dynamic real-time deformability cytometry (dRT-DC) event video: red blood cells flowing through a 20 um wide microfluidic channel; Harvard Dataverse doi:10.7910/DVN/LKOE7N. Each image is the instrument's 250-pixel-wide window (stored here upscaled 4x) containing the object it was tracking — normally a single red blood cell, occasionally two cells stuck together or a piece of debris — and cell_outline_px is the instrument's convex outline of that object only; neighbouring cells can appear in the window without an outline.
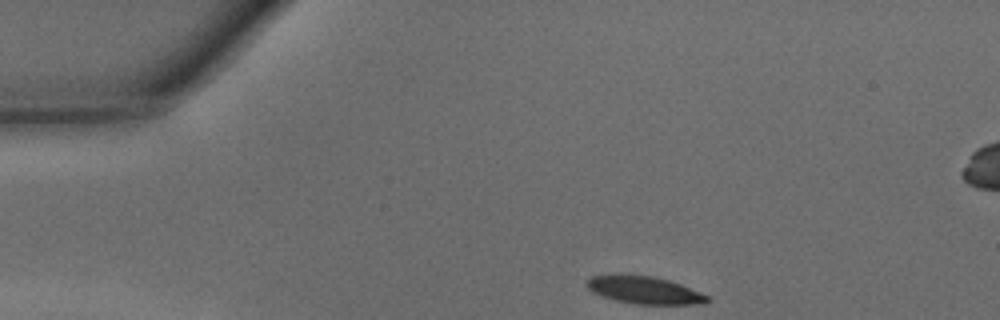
{"species": "common noctule bat (a hibernating species)", "species_latin": "Nyctalus noctula", "temperature_condition": "warm", "stored_images_in_passage": 29, "camera_frame_rate_fps": 3000, "um_per_image_px": 0.085, "animal": {"sex": "male", "body_mass_g": 15.6}, "frame": {"image": 1, "passage_image": 1, "time_ms": 0.0, "image_size_px": [1000, 320], "cell_outline_px": [[712, 300], [704, 304], [636, 304], [616, 300], [592, 292], [584, 284], [592, 276], [620, 272], [652, 276], [668, 280], [680, 284], [700, 292], [708, 296]], "centroid_in_image_um": [54.74, 24.63], "position_along_channel_um": 30.3, "area_um2": 19.65}}
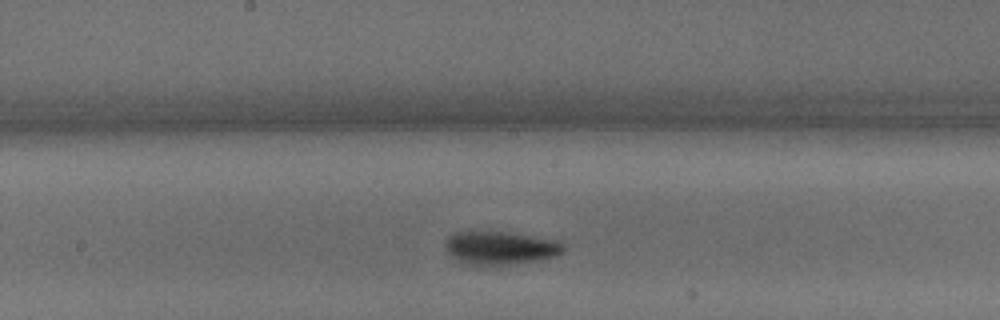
{"frame": {"image": 2, "passage_image": 17, "time_ms": 5.333, "image_size_px": [1000, 320], "cell_outline_px": [[564, 248], [556, 256], [496, 268], [480, 268], [464, 264], [448, 256], [444, 248], [444, 244], [448, 236], [452, 232], [508, 232], [560, 240], [564, 244]], "centroid_in_image_um": [42.44, 21.12], "position_along_channel_um": 205.8, "area_um2": 23.99}}
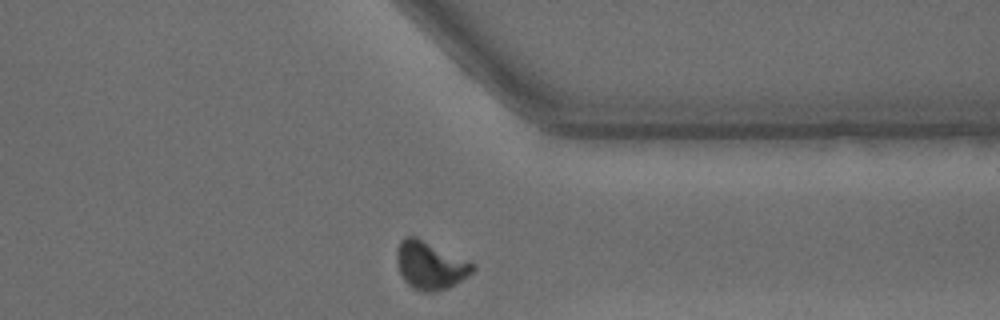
{"frame": {"image": 3, "passage_image": 29, "time_ms": 9.333, "image_size_px": [1000, 320], "cell_outline_px": [[476, 268], [468, 276], [456, 284], [448, 288], [436, 292], [424, 292], [412, 288], [404, 280], [400, 272], [396, 260], [396, 252], [400, 240], [404, 236], [416, 236], [476, 264]], "centroid_in_image_um": [36.57, 22.55], "position_along_channel_um": 374.8, "area_um2": 21.39}, "authors_computed_cell_mechanics": {"area_um2": 21.675, "velocity_mm_per_s": 4.3072, "shape_relaxation_time_tau1_ms": 2.9612, "shape_relaxation_time_tau2_ms": 2.2976, "deformation_change_tau1": 0.1375, "deformation_change_tau2": 0.0785}}